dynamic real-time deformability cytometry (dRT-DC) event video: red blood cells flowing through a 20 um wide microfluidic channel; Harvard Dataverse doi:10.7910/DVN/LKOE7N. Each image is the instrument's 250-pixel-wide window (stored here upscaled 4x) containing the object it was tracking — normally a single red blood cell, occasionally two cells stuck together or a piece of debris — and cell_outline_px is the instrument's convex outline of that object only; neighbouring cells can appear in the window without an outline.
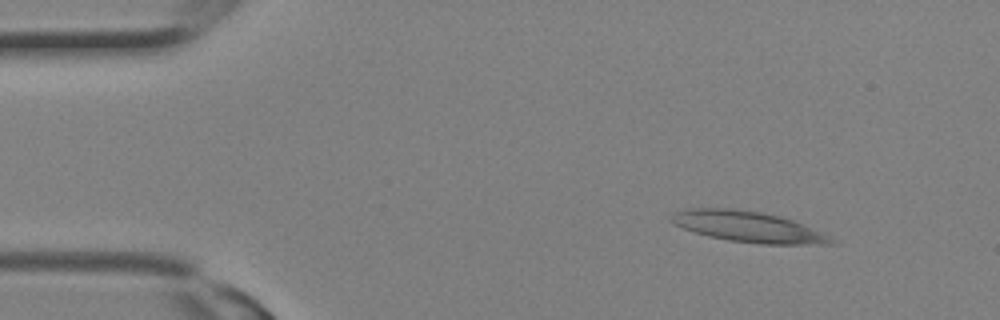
{"species": "Egyptian fruit bat (a non-hibernating species)", "species_latin": "Rousettus aegyptiacus", "temperature_condition": "room temperature", "stored_images_in_passage": 13, "camera_frame_rate_fps": 3000, "um_per_image_px": 0.085, "animal": {"sex": "female"}, "frame": {"image": 1, "passage_image": 3, "time_ms": 0.667, "image_size_px": [1000, 320], "cell_outline_px": [[836, 244], [760, 244], [728, 240], [708, 236], [684, 228], [668, 220], [668, 216], [672, 212], [684, 208], [732, 208], [760, 212], [780, 216], [792, 220], [828, 236]], "centroid_in_image_um": [63.48, 19.26], "position_along_channel_um": 21.5, "area_um2": 28.44}}
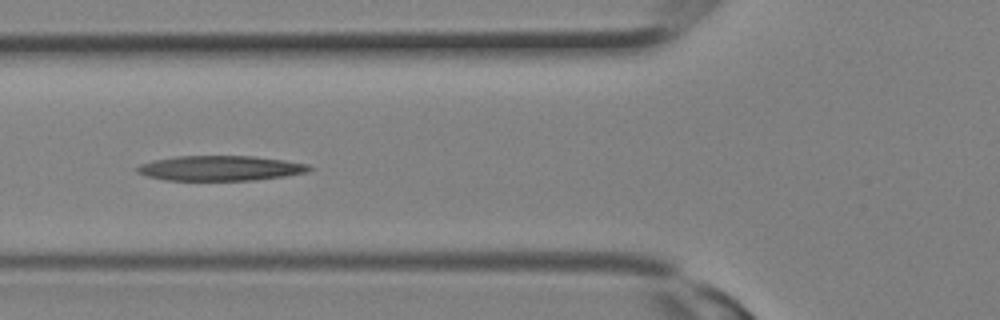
{"frame": {"image": 2, "passage_image": 10, "time_ms": 3.0, "image_size_px": [1000, 320], "cell_outline_px": [[316, 168], [308, 172], [284, 176], [256, 180], [164, 180], [148, 176], [136, 172], [136, 168], [140, 164], [152, 160], [176, 156], [252, 156], [284, 160], [308, 164]], "centroid_in_image_um": [18.74, 14.29], "position_along_channel_um": 107.1, "area_um2": 25.2}}
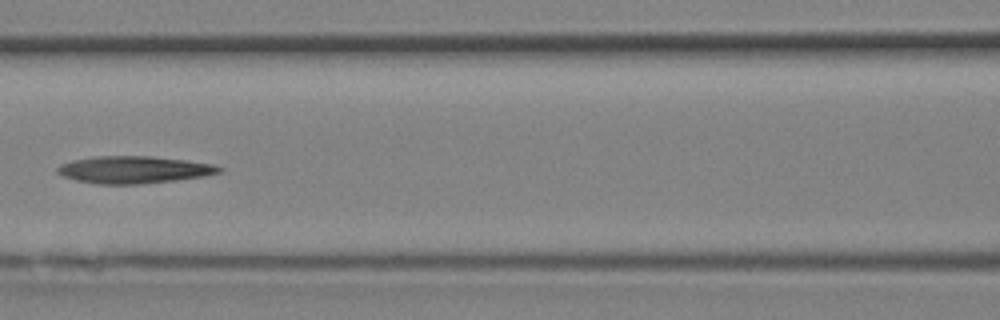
{"frame": {"image": 3, "passage_image": 12, "time_ms": 3.667, "image_size_px": [1000, 320], "cell_outline_px": [[224, 168], [220, 172], [204, 176], [176, 180], [140, 184], [96, 184], [76, 180], [64, 176], [56, 172], [56, 168], [60, 164], [72, 160], [92, 156], [152, 156], [216, 164]], "centroid_in_image_um": [11.37, 14.42], "position_along_channel_um": 155.2, "area_um2": 25.78}}